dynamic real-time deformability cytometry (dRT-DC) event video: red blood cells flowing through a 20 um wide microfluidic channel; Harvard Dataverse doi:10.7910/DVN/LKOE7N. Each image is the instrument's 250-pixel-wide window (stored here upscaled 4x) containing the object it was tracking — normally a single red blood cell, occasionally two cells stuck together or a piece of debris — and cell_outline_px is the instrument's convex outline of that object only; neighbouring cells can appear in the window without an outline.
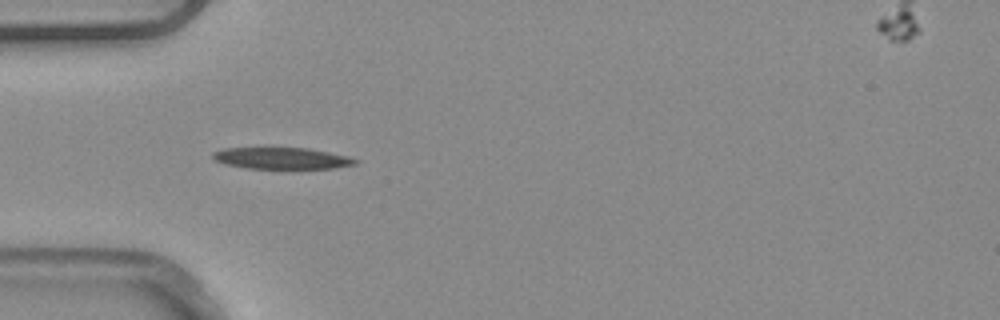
{"species": "common noctule bat (a hibernating species)", "species_latin": "Nyctalus noctula", "temperature_condition": "warm", "stored_images_in_passage": 44, "camera_frame_rate_fps": 3000, "um_per_image_px": 0.085, "animal": {"sex": "male", "body_mass_g": 20.4}, "frame": {"image": 1, "passage_image": 8, "time_ms": 2.333, "image_size_px": [1000, 320], "cell_outline_px": [[360, 160], [356, 164], [332, 168], [244, 168], [224, 164], [216, 160], [212, 156], [212, 152], [224, 148], [308, 148], [348, 156]], "centroid_in_image_um": [23.94, 13.45], "position_along_channel_um": 61.1, "area_um2": 17.74}}
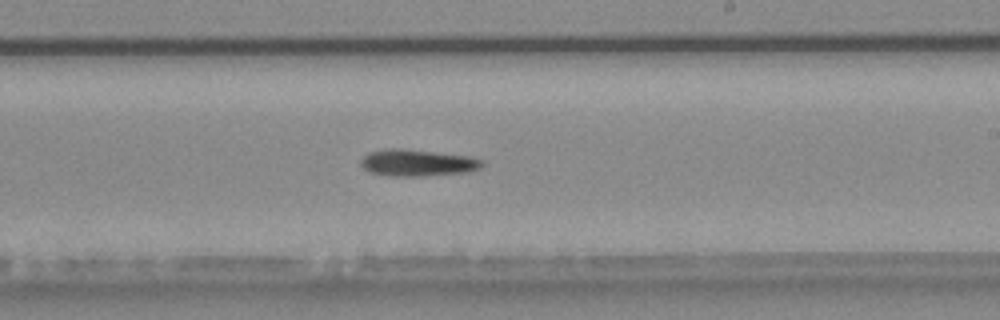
{"frame": {"image": 2, "passage_image": 23, "time_ms": 7.333, "image_size_px": [1000, 320], "cell_outline_px": [[484, 164], [480, 168], [468, 172], [420, 176], [392, 176], [372, 172], [364, 168], [360, 164], [360, 160], [368, 152], [392, 148], [400, 148], [468, 156], [484, 160]], "centroid_in_image_um": [35.5, 13.84], "position_along_channel_um": 253.5, "area_um2": 18.73}}
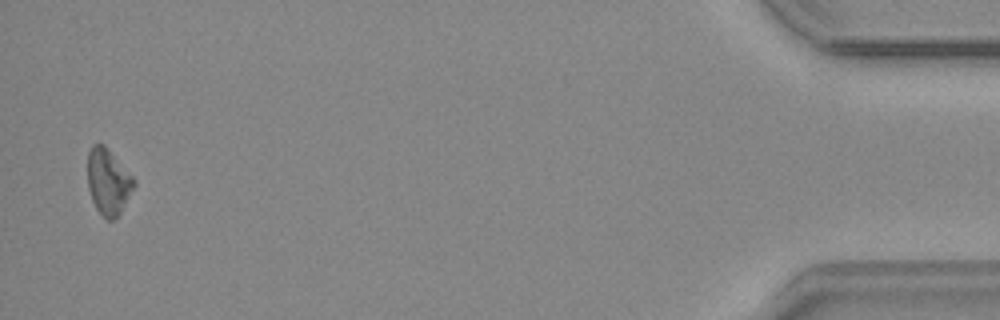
{"frame": {"image": 3, "passage_image": 43, "time_ms": 14.0, "image_size_px": [1000, 320], "cell_outline_px": [[136, 184], [120, 212], [112, 220], [104, 220], [96, 208], [92, 200], [88, 188], [88, 152], [92, 144], [104, 144], [108, 148], [136, 180]], "centroid_in_image_um": [9.19, 15.44], "position_along_channel_um": 426.0, "area_um2": 17.8}, "authors_computed_cell_mechanics": {"area_um2": 18.1781, "velocity_mm_per_s": 3.8895, "shape_relaxation_time_tau1_ms": 5.035, "shape_relaxation_time_tau2_ms": null, "deformation_change_tau1": 0.1151, "deformation_change_tau2": null}}